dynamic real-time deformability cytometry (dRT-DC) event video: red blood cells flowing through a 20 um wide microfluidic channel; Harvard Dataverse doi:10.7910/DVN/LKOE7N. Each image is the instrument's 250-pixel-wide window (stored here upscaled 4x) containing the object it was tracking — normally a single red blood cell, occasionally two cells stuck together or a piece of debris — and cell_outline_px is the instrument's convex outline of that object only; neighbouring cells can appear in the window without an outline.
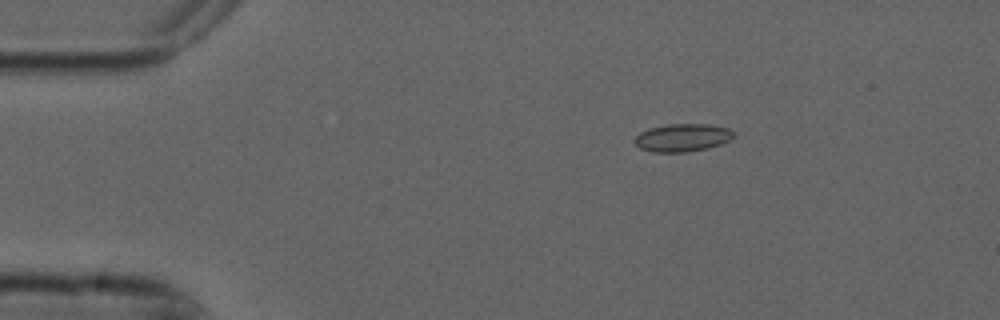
{"species": "common noctule bat (a hibernating species)", "species_latin": "Nyctalus noctula", "temperature_condition": "cold", "stored_images_in_passage": 5, "camera_frame_rate_fps": 3000, "um_per_image_px": 0.085, "animal": {"sex": "male", "forearm_length_mm": 52.5}, "frame": {"image": 1, "passage_image": 3, "time_ms": 0.667, "image_size_px": [1000, 320], "cell_outline_px": [[736, 136], [720, 144], [708, 148], [684, 152], [652, 152], [640, 148], [632, 140], [640, 132], [648, 128], [668, 124], [708, 124], [728, 128], [736, 132]], "centroid_in_image_um": [58.0, 11.69], "position_along_channel_um": 27.0, "area_um2": 16.18}}
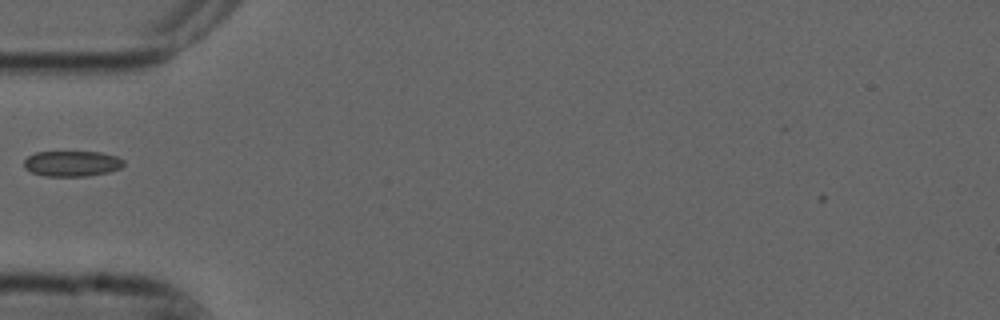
{"frame": {"image": 2, "passage_image": 5, "time_ms": 1.333, "image_size_px": [1000, 320], "cell_outline_px": [[124, 164], [120, 168], [108, 172], [88, 176], [44, 176], [32, 172], [24, 168], [24, 160], [28, 156], [36, 152], [100, 152], [116, 156], [124, 160]], "centroid_in_image_um": [6.11, 13.9], "position_along_channel_um": 78.9, "area_um2": 14.85}}